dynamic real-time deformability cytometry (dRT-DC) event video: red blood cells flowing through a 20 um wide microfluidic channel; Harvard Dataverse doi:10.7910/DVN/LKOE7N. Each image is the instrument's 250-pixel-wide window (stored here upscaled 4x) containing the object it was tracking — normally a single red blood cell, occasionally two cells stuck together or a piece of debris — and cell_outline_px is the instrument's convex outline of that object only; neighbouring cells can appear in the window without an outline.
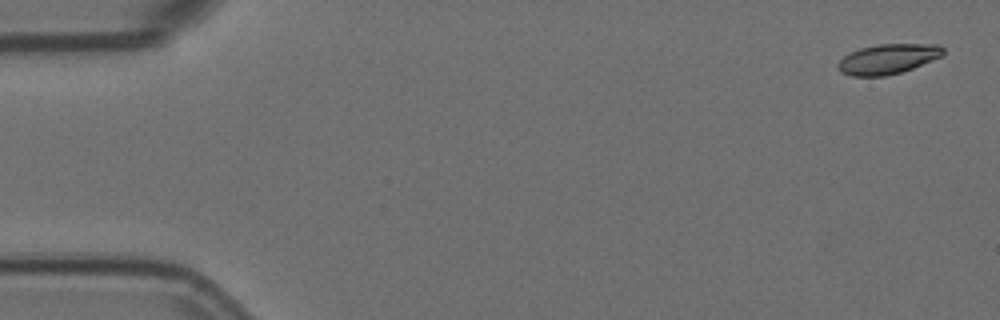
{"species": "Egyptian fruit bat (a non-hibernating species)", "species_latin": "Rousettus aegyptiacus", "temperature_condition": "room temperature", "stored_images_in_passage": 5, "camera_frame_rate_fps": 3000, "um_per_image_px": 0.085, "animal": {"sex": "female"}, "frame": {"image": 1, "passage_image": 1, "time_ms": 0.0, "image_size_px": [1000, 320], "cell_outline_px": [[944, 56], [912, 68], [900, 72], [884, 76], [852, 76], [840, 72], [836, 68], [836, 64], [844, 56], [860, 48], [880, 44], [940, 44], [944, 48]], "centroid_in_image_um": [75.48, 5.01], "position_along_channel_um": 9.5, "area_um2": 18.44}}
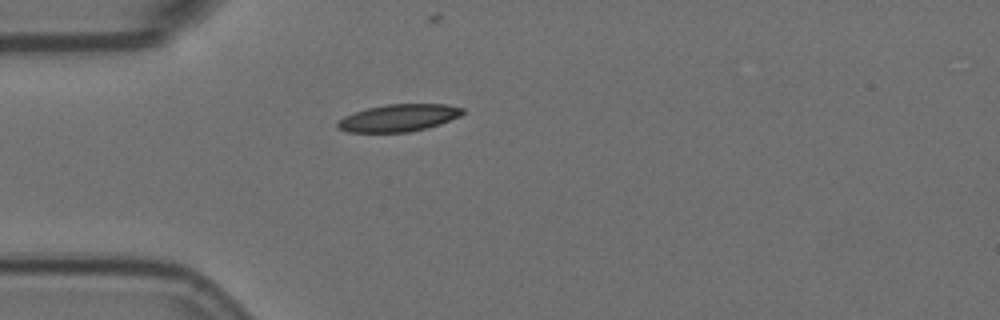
{"frame": {"image": 2, "passage_image": 5, "time_ms": 1.333, "image_size_px": [1000, 320], "cell_outline_px": [[464, 112], [460, 116], [440, 124], [428, 128], [408, 132], [348, 132], [336, 128], [336, 124], [344, 116], [368, 108], [388, 104], [444, 104], [464, 108]], "centroid_in_image_um": [33.9, 10.02], "position_along_channel_um": 51.1, "area_um2": 19.77}}